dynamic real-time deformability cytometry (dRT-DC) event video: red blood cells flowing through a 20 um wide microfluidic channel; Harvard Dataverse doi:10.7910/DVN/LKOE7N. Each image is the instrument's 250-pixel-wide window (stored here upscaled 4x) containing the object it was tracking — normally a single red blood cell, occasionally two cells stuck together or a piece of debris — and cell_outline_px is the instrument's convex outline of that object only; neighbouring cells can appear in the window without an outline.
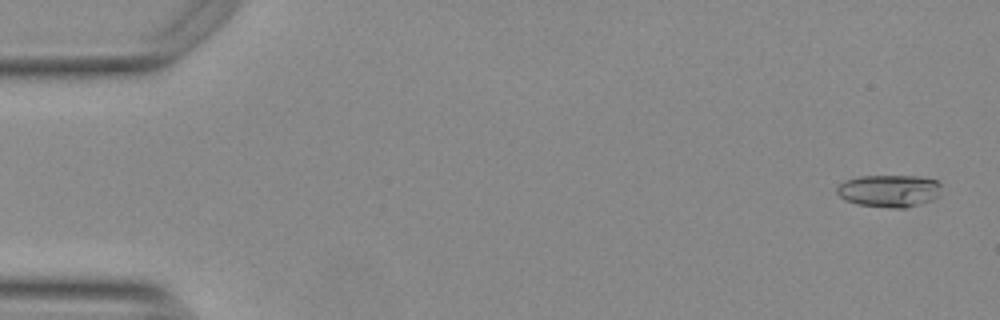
{"species": "Egyptian fruit bat (a non-hibernating species)", "species_latin": "Rousettus aegyptiacus", "temperature_condition": "warm", "stored_images_in_passage": 54, "camera_frame_rate_fps": 3000, "um_per_image_px": 0.085, "animal": {"sex": "female"}, "frame": {"image": 1, "passage_image": 2, "time_ms": 0.333, "image_size_px": [1000, 320], "cell_outline_px": [[940, 184], [936, 196], [932, 200], [904, 208], [892, 208], [860, 204], [848, 200], [840, 196], [836, 192], [836, 188], [844, 180], [860, 176], [916, 176], [936, 180]], "centroid_in_image_um": [75.55, 16.21], "position_along_channel_um": 9.5, "area_um2": 19.31}}
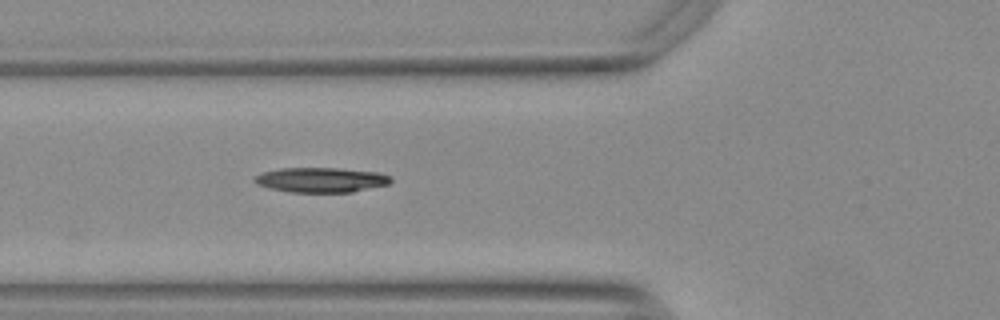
{"frame": {"image": 2, "passage_image": 20, "time_ms": 6.333, "image_size_px": [1000, 320], "cell_outline_px": [[392, 180], [388, 184], [352, 192], [292, 192], [268, 188], [256, 184], [252, 180], [256, 176], [264, 172], [280, 168], [340, 168], [376, 172], [392, 176]], "centroid_in_image_um": [27.28, 15.29], "position_along_channel_um": 98.5, "area_um2": 19.71}}
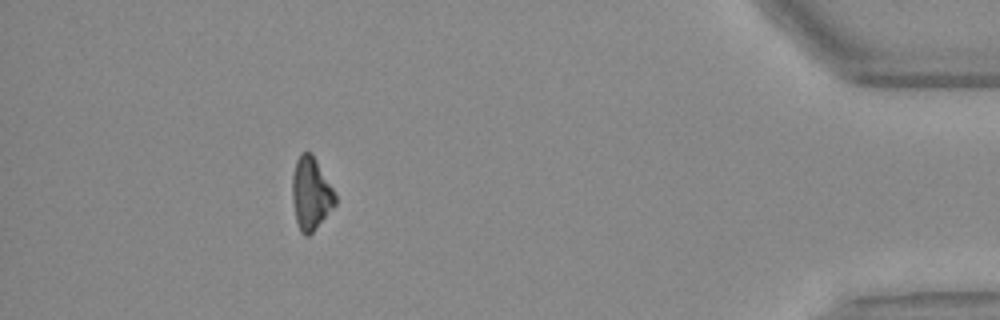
{"frame": {"image": 3, "passage_image": 49, "time_ms": 16.0, "image_size_px": [1000, 320], "cell_outline_px": [[336, 204], [312, 232], [308, 236], [304, 236], [300, 232], [296, 220], [292, 200], [292, 176], [296, 160], [300, 152], [312, 152], [332, 188], [336, 196]], "centroid_in_image_um": [26.4, 16.44], "position_along_channel_um": 408.8, "area_um2": 18.09}}